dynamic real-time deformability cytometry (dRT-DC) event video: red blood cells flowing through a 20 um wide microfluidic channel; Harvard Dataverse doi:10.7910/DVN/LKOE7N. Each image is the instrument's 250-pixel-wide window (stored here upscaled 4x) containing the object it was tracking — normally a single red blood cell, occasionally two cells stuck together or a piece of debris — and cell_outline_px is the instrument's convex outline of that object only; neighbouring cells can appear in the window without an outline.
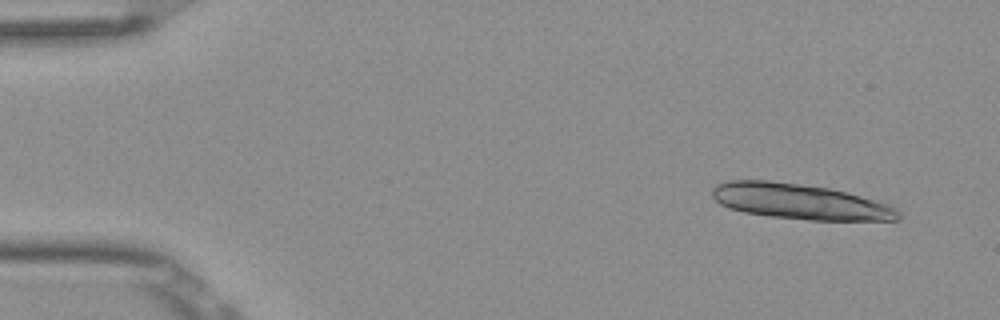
{"species": "Egyptian fruit bat (a non-hibernating species)", "species_latin": "Rousettus aegyptiacus", "temperature_condition": "room temperature", "stored_images_in_passage": 4, "camera_frame_rate_fps": 3000, "um_per_image_px": 0.085, "frame": {"image": 1, "passage_image": 1, "time_ms": 0.0, "image_size_px": [1000, 320], "cell_outline_px": [[900, 216], [896, 220], [808, 220], [768, 216], [744, 212], [728, 208], [720, 204], [712, 196], [712, 188], [716, 184], [728, 180], [768, 180], [828, 188], [848, 192], [888, 204], [896, 208], [900, 212]], "centroid_in_image_um": [67.96, 17.13], "position_along_channel_um": 17.0, "area_um2": 38.44}}